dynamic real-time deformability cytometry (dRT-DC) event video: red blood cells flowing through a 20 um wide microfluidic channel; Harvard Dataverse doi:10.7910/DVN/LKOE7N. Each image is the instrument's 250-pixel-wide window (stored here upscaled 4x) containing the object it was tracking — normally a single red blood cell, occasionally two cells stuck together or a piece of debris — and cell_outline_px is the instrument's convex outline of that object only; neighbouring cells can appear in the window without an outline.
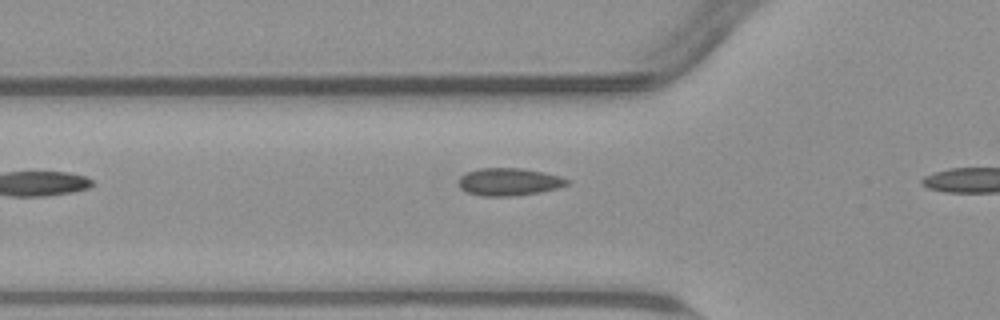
{"species": "common noctule bat (a hibernating species)", "species_latin": "Nyctalus noctula", "temperature_condition": "warm", "stored_images_in_passage": 3, "camera_frame_rate_fps": 3000, "um_per_image_px": 0.085, "animal": {"sex": "male", "body_mass_g": 23.1, "forearm_length_mm": 52.7}, "frame": {"image": 1, "passage_image": 2, "time_ms": 0.333, "image_size_px": [1000, 320], "cell_outline_px": [[572, 180], [568, 184], [556, 188], [540, 192], [512, 196], [480, 196], [468, 192], [460, 188], [460, 176], [468, 172], [480, 168], [524, 168], [544, 172], [560, 176]], "centroid_in_image_um": [43.3, 15.45], "position_along_channel_um": 82.5, "area_um2": 17.4}}